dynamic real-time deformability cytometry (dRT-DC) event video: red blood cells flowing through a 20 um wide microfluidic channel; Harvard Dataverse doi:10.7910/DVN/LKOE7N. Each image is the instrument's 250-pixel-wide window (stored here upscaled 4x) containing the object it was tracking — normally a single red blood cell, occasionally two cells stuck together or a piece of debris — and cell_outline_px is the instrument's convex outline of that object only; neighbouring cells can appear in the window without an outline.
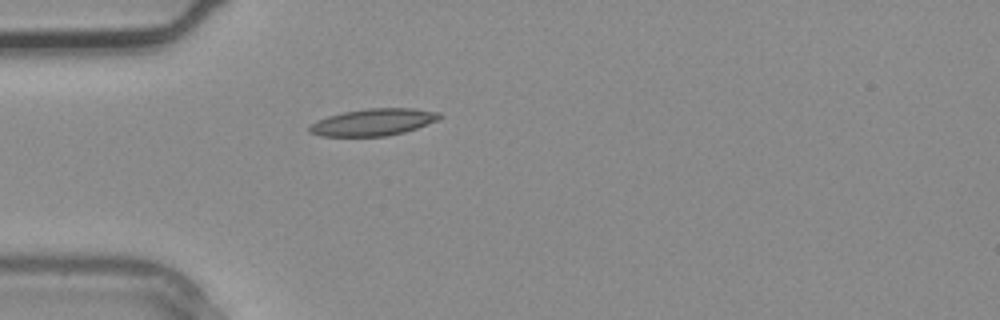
{"species": "common noctule bat (a hibernating species)", "species_latin": "Nyctalus noctula", "temperature_condition": "warm", "stored_images_in_passage": 3, "camera_frame_rate_fps": 3000, "um_per_image_px": 0.085, "animal": {"sex": "male", "body_mass_g": 20.4}, "frame": {"image": 1, "passage_image": 3, "time_ms": 0.667, "image_size_px": [1000, 320], "cell_outline_px": [[444, 116], [436, 120], [416, 128], [404, 132], [384, 136], [320, 136], [308, 132], [308, 128], [316, 120], [328, 116], [344, 112], [368, 108], [412, 108], [440, 112]], "centroid_in_image_um": [31.71, 10.38], "position_along_channel_um": 53.3, "area_um2": 20.35}}